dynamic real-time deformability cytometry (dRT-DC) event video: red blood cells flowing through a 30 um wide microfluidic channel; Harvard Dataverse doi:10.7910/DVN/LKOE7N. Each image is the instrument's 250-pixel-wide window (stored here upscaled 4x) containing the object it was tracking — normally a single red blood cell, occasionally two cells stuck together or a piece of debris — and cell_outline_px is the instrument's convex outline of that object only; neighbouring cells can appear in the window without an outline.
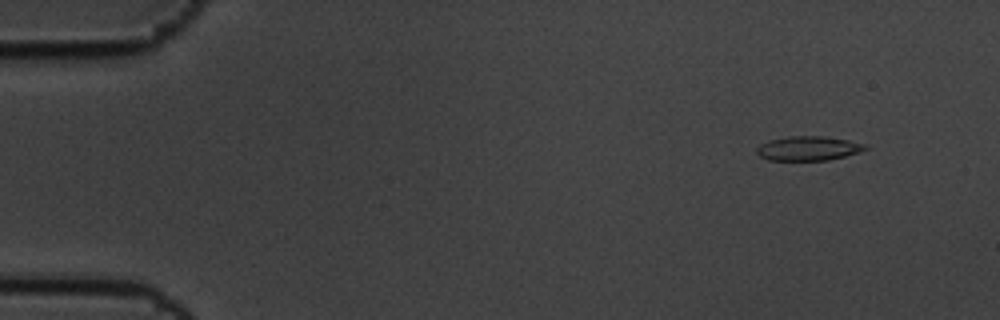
{"species": "common noctule bat (a hibernating species)", "species_latin": "Nyctalus noctula", "temperature_condition": "cold", "stored_images_in_passage": 7, "segment_of_instrument_passage": [2, 2], "camera_frame_rate_fps": 3000, "um_per_image_px": 0.085, "animal": {"sex": "male", "body_mass_g": 19.5, "forearm_length_mm": 54.6}, "frame": {"image": 1, "passage_image": 7, "time_ms": 2.0, "image_size_px": [1000, 320], "cell_outline_px": [[868, 148], [860, 152], [828, 160], [768, 160], [760, 156], [756, 152], [756, 148], [760, 144], [772, 140], [788, 136], [824, 136], [848, 140], [868, 144]], "centroid_in_image_um": [68.73, 12.61], "position_along_channel_um": 16.3, "area_um2": 15.37}}